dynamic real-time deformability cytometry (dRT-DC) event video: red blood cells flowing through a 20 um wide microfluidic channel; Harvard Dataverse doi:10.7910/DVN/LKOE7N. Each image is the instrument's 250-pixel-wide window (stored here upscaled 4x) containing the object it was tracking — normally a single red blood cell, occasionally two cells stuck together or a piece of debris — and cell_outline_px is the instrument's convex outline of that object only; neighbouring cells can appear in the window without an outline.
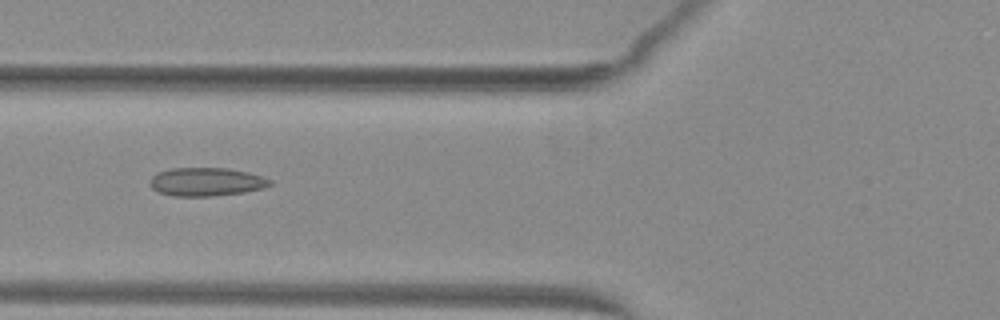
{"species": "common noctule bat (a hibernating species)", "species_latin": "Nyctalus noctula", "temperature_condition": "warm", "stored_images_in_passage": 35, "camera_frame_rate_fps": 3000, "um_per_image_px": 0.085, "animal": {"sex": "female", "body_mass_g": 29.2, "forearm_length_mm": 56.3}, "frame": {"image": 1, "passage_image": 4, "time_ms": 1.0, "image_size_px": [1000, 320], "cell_outline_px": [[272, 184], [264, 188], [244, 192], [212, 196], [176, 196], [160, 192], [152, 188], [148, 184], [148, 180], [156, 172], [172, 168], [228, 168], [248, 172], [264, 176], [272, 180]], "centroid_in_image_um": [17.54, 15.44], "position_along_channel_um": 108.3, "area_um2": 20.06}}
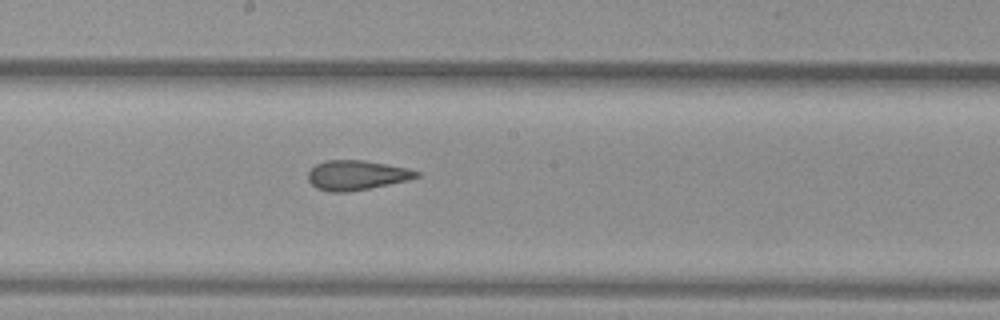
{"frame": {"image": 2, "passage_image": 12, "time_ms": 3.667, "image_size_px": [1000, 320], "cell_outline_px": [[420, 176], [408, 180], [348, 192], [332, 192], [316, 188], [308, 180], [308, 172], [316, 164], [328, 160], [364, 160], [408, 168], [420, 172]], "centroid_in_image_um": [30.31, 14.88], "position_along_channel_um": 217.9, "area_um2": 18.61}}
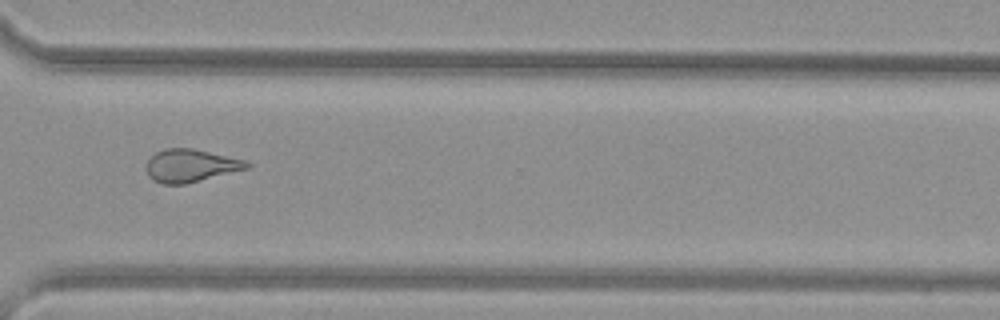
{"frame": {"image": 3, "passage_image": 22, "time_ms": 7.0, "image_size_px": [1000, 320], "cell_outline_px": [[252, 168], [184, 184], [164, 184], [152, 180], [148, 176], [144, 168], [148, 160], [156, 152], [164, 148], [192, 148], [244, 160], [252, 164]], "centroid_in_image_um": [16.2, 14.08], "position_along_channel_um": 354.4, "area_um2": 19.36}, "authors_computed_cell_mechanics": {"area_um2": 19.3052, "velocity_mm_per_s": 4.098, "shape_relaxation_time_tau1_ms": null, "shape_relaxation_time_tau2_ms": 2.2236, "deformation_change_tau1": null, "deformation_change_tau2": 0.0961}}